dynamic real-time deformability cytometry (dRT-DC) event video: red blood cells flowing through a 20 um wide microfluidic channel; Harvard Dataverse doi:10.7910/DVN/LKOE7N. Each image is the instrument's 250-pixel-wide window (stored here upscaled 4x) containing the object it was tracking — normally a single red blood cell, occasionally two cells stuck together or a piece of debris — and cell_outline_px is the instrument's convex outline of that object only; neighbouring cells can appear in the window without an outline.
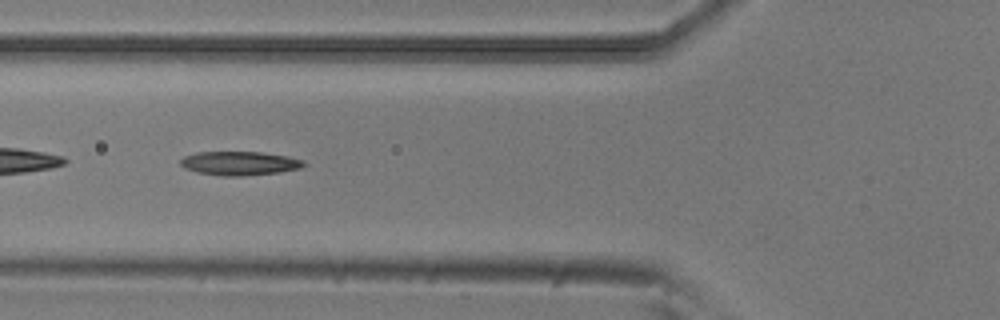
{"species": "common noctule bat (a hibernating species)", "species_latin": "Nyctalus noctula", "temperature_condition": "room temperature", "stored_images_in_passage": 44, "segment_of_instrument_passage": [2, 2], "camera_frame_rate_fps": 3000, "um_per_image_px": 0.085, "animal": {"sex": "male", "body_mass_g": 20.5, "forearm_length_mm": 52.5}, "frame": {"image": 1, "passage_image": 11, "time_ms": 3.333, "image_size_px": [1000, 320], "cell_outline_px": [[304, 164], [300, 168], [280, 172], [240, 176], [220, 176], [196, 172], [184, 168], [180, 164], [180, 160], [184, 156], [196, 152], [260, 152], [288, 156], [304, 160]], "centroid_in_image_um": [20.33, 13.88], "position_along_channel_um": 105.5, "area_um2": 17.17}}
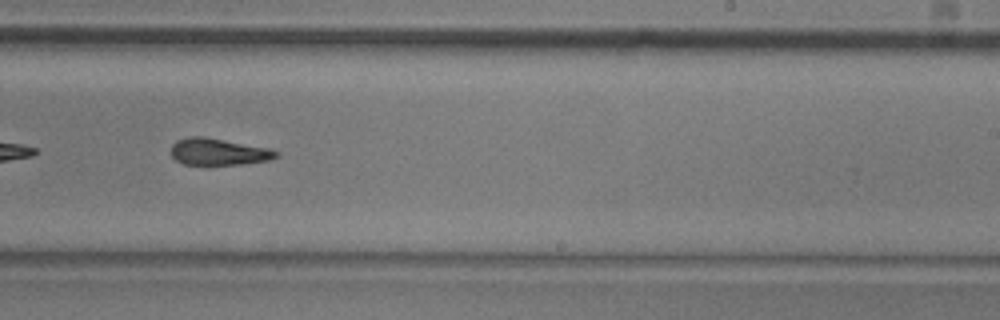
{"frame": {"image": 2, "passage_image": 24, "time_ms": 7.667, "image_size_px": [1000, 320], "cell_outline_px": [[280, 156], [268, 160], [240, 164], [184, 164], [176, 160], [168, 152], [172, 144], [176, 140], [188, 136], [204, 136], [268, 148], [280, 152]], "centroid_in_image_um": [18.53, 12.89], "position_along_channel_um": 270.5, "area_um2": 16.47}}
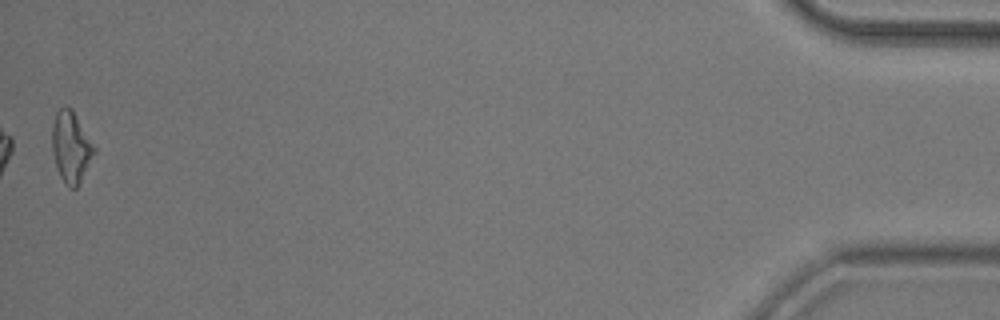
{"frame": {"image": 3, "passage_image": 44, "time_ms": 14.333, "image_size_px": [1000, 320], "cell_outline_px": [[96, 152], [76, 188], [68, 188], [64, 184], [56, 168], [52, 148], [52, 124], [56, 112], [64, 104], [72, 108], [96, 148]], "centroid_in_image_um": [6.03, 12.47], "position_along_channel_um": 429.2, "area_um2": 17.57}}